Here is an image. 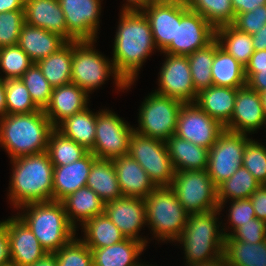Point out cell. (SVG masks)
I'll use <instances>...</instances> for the list:
<instances>
[{"label":"cell","mask_w":266,"mask_h":266,"mask_svg":"<svg viewBox=\"0 0 266 266\" xmlns=\"http://www.w3.org/2000/svg\"><path fill=\"white\" fill-rule=\"evenodd\" d=\"M115 33L111 60L126 82L136 81L143 63L157 49L150 24L142 11H121Z\"/></svg>","instance_id":"6da1fadb"},{"label":"cell","mask_w":266,"mask_h":266,"mask_svg":"<svg viewBox=\"0 0 266 266\" xmlns=\"http://www.w3.org/2000/svg\"><path fill=\"white\" fill-rule=\"evenodd\" d=\"M10 161L13 165L8 196L16 209L28 203L53 200L54 165L47 152Z\"/></svg>","instance_id":"7a4b0ae2"},{"label":"cell","mask_w":266,"mask_h":266,"mask_svg":"<svg viewBox=\"0 0 266 266\" xmlns=\"http://www.w3.org/2000/svg\"><path fill=\"white\" fill-rule=\"evenodd\" d=\"M55 129L44 110L26 114H6L0 119V146L11 159L47 151Z\"/></svg>","instance_id":"3957f363"},{"label":"cell","mask_w":266,"mask_h":266,"mask_svg":"<svg viewBox=\"0 0 266 266\" xmlns=\"http://www.w3.org/2000/svg\"><path fill=\"white\" fill-rule=\"evenodd\" d=\"M219 209L189 214V218L180 237L176 240L183 246L185 252V265L212 262L223 256L225 236L219 229ZM220 224H218V223Z\"/></svg>","instance_id":"277c9868"},{"label":"cell","mask_w":266,"mask_h":266,"mask_svg":"<svg viewBox=\"0 0 266 266\" xmlns=\"http://www.w3.org/2000/svg\"><path fill=\"white\" fill-rule=\"evenodd\" d=\"M19 209L23 212H17V215L48 253H55L76 235L77 229L70 224L62 202L51 200L28 203Z\"/></svg>","instance_id":"5b68a950"},{"label":"cell","mask_w":266,"mask_h":266,"mask_svg":"<svg viewBox=\"0 0 266 266\" xmlns=\"http://www.w3.org/2000/svg\"><path fill=\"white\" fill-rule=\"evenodd\" d=\"M95 40L72 41L71 82L88 94L102 86L107 78L113 76L116 88L129 89L136 81L126 82L116 71L113 61L94 49ZM112 62V63H111Z\"/></svg>","instance_id":"8992f818"},{"label":"cell","mask_w":266,"mask_h":266,"mask_svg":"<svg viewBox=\"0 0 266 266\" xmlns=\"http://www.w3.org/2000/svg\"><path fill=\"white\" fill-rule=\"evenodd\" d=\"M146 224L158 241H173L180 237L189 213L178 201L170 186L156 187L145 199Z\"/></svg>","instance_id":"52a82bcc"},{"label":"cell","mask_w":266,"mask_h":266,"mask_svg":"<svg viewBox=\"0 0 266 266\" xmlns=\"http://www.w3.org/2000/svg\"><path fill=\"white\" fill-rule=\"evenodd\" d=\"M170 187L189 214L218 209V189L207 170L175 171Z\"/></svg>","instance_id":"ba28073f"},{"label":"cell","mask_w":266,"mask_h":266,"mask_svg":"<svg viewBox=\"0 0 266 266\" xmlns=\"http://www.w3.org/2000/svg\"><path fill=\"white\" fill-rule=\"evenodd\" d=\"M183 102L151 92L139 109V127L134 130L150 138L167 141L175 135L178 114Z\"/></svg>","instance_id":"9c48e42d"},{"label":"cell","mask_w":266,"mask_h":266,"mask_svg":"<svg viewBox=\"0 0 266 266\" xmlns=\"http://www.w3.org/2000/svg\"><path fill=\"white\" fill-rule=\"evenodd\" d=\"M128 155L140 164L156 187L171 186L175 170L166 141L133 130Z\"/></svg>","instance_id":"30bf717a"},{"label":"cell","mask_w":266,"mask_h":266,"mask_svg":"<svg viewBox=\"0 0 266 266\" xmlns=\"http://www.w3.org/2000/svg\"><path fill=\"white\" fill-rule=\"evenodd\" d=\"M215 38V28L187 4L176 2V43H171L163 52L187 56L205 47Z\"/></svg>","instance_id":"8fae6325"},{"label":"cell","mask_w":266,"mask_h":266,"mask_svg":"<svg viewBox=\"0 0 266 266\" xmlns=\"http://www.w3.org/2000/svg\"><path fill=\"white\" fill-rule=\"evenodd\" d=\"M133 130V126L111 110L96 112V136L90 152L107 160L128 155Z\"/></svg>","instance_id":"7c38bea8"},{"label":"cell","mask_w":266,"mask_h":266,"mask_svg":"<svg viewBox=\"0 0 266 266\" xmlns=\"http://www.w3.org/2000/svg\"><path fill=\"white\" fill-rule=\"evenodd\" d=\"M248 134L224 130L209 149L207 172L218 187L242 166Z\"/></svg>","instance_id":"4fadbf2b"},{"label":"cell","mask_w":266,"mask_h":266,"mask_svg":"<svg viewBox=\"0 0 266 266\" xmlns=\"http://www.w3.org/2000/svg\"><path fill=\"white\" fill-rule=\"evenodd\" d=\"M224 130L217 120L210 117L195 103H186L178 114L175 135L210 149Z\"/></svg>","instance_id":"5bb4252c"},{"label":"cell","mask_w":266,"mask_h":266,"mask_svg":"<svg viewBox=\"0 0 266 266\" xmlns=\"http://www.w3.org/2000/svg\"><path fill=\"white\" fill-rule=\"evenodd\" d=\"M164 55L166 58L157 79L160 87L154 92L177 99L184 104L194 103L197 93L192 82L188 57L167 53Z\"/></svg>","instance_id":"9a60e30c"},{"label":"cell","mask_w":266,"mask_h":266,"mask_svg":"<svg viewBox=\"0 0 266 266\" xmlns=\"http://www.w3.org/2000/svg\"><path fill=\"white\" fill-rule=\"evenodd\" d=\"M102 0H59L67 25V41L97 40Z\"/></svg>","instance_id":"2e32d148"},{"label":"cell","mask_w":266,"mask_h":266,"mask_svg":"<svg viewBox=\"0 0 266 266\" xmlns=\"http://www.w3.org/2000/svg\"><path fill=\"white\" fill-rule=\"evenodd\" d=\"M266 125L261 95L247 85L237 89L234 111L225 130L241 134H254Z\"/></svg>","instance_id":"e0dca14e"},{"label":"cell","mask_w":266,"mask_h":266,"mask_svg":"<svg viewBox=\"0 0 266 266\" xmlns=\"http://www.w3.org/2000/svg\"><path fill=\"white\" fill-rule=\"evenodd\" d=\"M104 213L126 238L138 240L148 246V240L139 236V231L147 225L144 199L122 196L104 203Z\"/></svg>","instance_id":"ac0fdd59"},{"label":"cell","mask_w":266,"mask_h":266,"mask_svg":"<svg viewBox=\"0 0 266 266\" xmlns=\"http://www.w3.org/2000/svg\"><path fill=\"white\" fill-rule=\"evenodd\" d=\"M3 221L8 233L11 263L16 266H28L48 253L17 214Z\"/></svg>","instance_id":"d6986e66"},{"label":"cell","mask_w":266,"mask_h":266,"mask_svg":"<svg viewBox=\"0 0 266 266\" xmlns=\"http://www.w3.org/2000/svg\"><path fill=\"white\" fill-rule=\"evenodd\" d=\"M90 95L75 83H68L52 89L51 99L44 112L56 127L65 118L88 107Z\"/></svg>","instance_id":"ffe728a7"},{"label":"cell","mask_w":266,"mask_h":266,"mask_svg":"<svg viewBox=\"0 0 266 266\" xmlns=\"http://www.w3.org/2000/svg\"><path fill=\"white\" fill-rule=\"evenodd\" d=\"M96 158L92 152H88L80 160L73 163L54 166L53 200L61 202L69 194L85 187L92 163Z\"/></svg>","instance_id":"44dd1931"},{"label":"cell","mask_w":266,"mask_h":266,"mask_svg":"<svg viewBox=\"0 0 266 266\" xmlns=\"http://www.w3.org/2000/svg\"><path fill=\"white\" fill-rule=\"evenodd\" d=\"M154 43L160 52L176 43V2L153 1L144 10Z\"/></svg>","instance_id":"7402d4cb"},{"label":"cell","mask_w":266,"mask_h":266,"mask_svg":"<svg viewBox=\"0 0 266 266\" xmlns=\"http://www.w3.org/2000/svg\"><path fill=\"white\" fill-rule=\"evenodd\" d=\"M112 161L122 196L145 199L156 188L146 171L129 155Z\"/></svg>","instance_id":"603a6c76"},{"label":"cell","mask_w":266,"mask_h":266,"mask_svg":"<svg viewBox=\"0 0 266 266\" xmlns=\"http://www.w3.org/2000/svg\"><path fill=\"white\" fill-rule=\"evenodd\" d=\"M25 23L59 34L67 41V25L59 0H25Z\"/></svg>","instance_id":"cb8c5ba5"},{"label":"cell","mask_w":266,"mask_h":266,"mask_svg":"<svg viewBox=\"0 0 266 266\" xmlns=\"http://www.w3.org/2000/svg\"><path fill=\"white\" fill-rule=\"evenodd\" d=\"M66 42L57 33L24 23L17 45L29 56L33 63H37L56 52Z\"/></svg>","instance_id":"d4e9b609"},{"label":"cell","mask_w":266,"mask_h":266,"mask_svg":"<svg viewBox=\"0 0 266 266\" xmlns=\"http://www.w3.org/2000/svg\"><path fill=\"white\" fill-rule=\"evenodd\" d=\"M237 89L212 85L197 93L194 103L225 127L234 111Z\"/></svg>","instance_id":"484cf974"},{"label":"cell","mask_w":266,"mask_h":266,"mask_svg":"<svg viewBox=\"0 0 266 266\" xmlns=\"http://www.w3.org/2000/svg\"><path fill=\"white\" fill-rule=\"evenodd\" d=\"M61 202L70 224L75 229L78 222L83 226L91 218L104 213V202L87 186L69 194Z\"/></svg>","instance_id":"4316f807"},{"label":"cell","mask_w":266,"mask_h":266,"mask_svg":"<svg viewBox=\"0 0 266 266\" xmlns=\"http://www.w3.org/2000/svg\"><path fill=\"white\" fill-rule=\"evenodd\" d=\"M145 248L144 243L125 238L109 247L93 249V266H140L138 259Z\"/></svg>","instance_id":"83f0119b"},{"label":"cell","mask_w":266,"mask_h":266,"mask_svg":"<svg viewBox=\"0 0 266 266\" xmlns=\"http://www.w3.org/2000/svg\"><path fill=\"white\" fill-rule=\"evenodd\" d=\"M166 144L175 171L207 170L209 149L176 135L171 136Z\"/></svg>","instance_id":"f1b7e54d"},{"label":"cell","mask_w":266,"mask_h":266,"mask_svg":"<svg viewBox=\"0 0 266 266\" xmlns=\"http://www.w3.org/2000/svg\"><path fill=\"white\" fill-rule=\"evenodd\" d=\"M86 186L106 203L122 197L112 160L96 158L87 178Z\"/></svg>","instance_id":"f546056e"},{"label":"cell","mask_w":266,"mask_h":266,"mask_svg":"<svg viewBox=\"0 0 266 266\" xmlns=\"http://www.w3.org/2000/svg\"><path fill=\"white\" fill-rule=\"evenodd\" d=\"M55 129L90 152L93 149L96 136V113L87 107L85 110L65 118Z\"/></svg>","instance_id":"4dcf8cb0"},{"label":"cell","mask_w":266,"mask_h":266,"mask_svg":"<svg viewBox=\"0 0 266 266\" xmlns=\"http://www.w3.org/2000/svg\"><path fill=\"white\" fill-rule=\"evenodd\" d=\"M223 256L227 266H266V240L256 244L225 237Z\"/></svg>","instance_id":"1f68e13d"},{"label":"cell","mask_w":266,"mask_h":266,"mask_svg":"<svg viewBox=\"0 0 266 266\" xmlns=\"http://www.w3.org/2000/svg\"><path fill=\"white\" fill-rule=\"evenodd\" d=\"M52 88L71 83L72 41L36 63Z\"/></svg>","instance_id":"d6a6232c"},{"label":"cell","mask_w":266,"mask_h":266,"mask_svg":"<svg viewBox=\"0 0 266 266\" xmlns=\"http://www.w3.org/2000/svg\"><path fill=\"white\" fill-rule=\"evenodd\" d=\"M211 74L215 86L241 88L246 85L245 67L220 46L215 51Z\"/></svg>","instance_id":"836d02e7"},{"label":"cell","mask_w":266,"mask_h":266,"mask_svg":"<svg viewBox=\"0 0 266 266\" xmlns=\"http://www.w3.org/2000/svg\"><path fill=\"white\" fill-rule=\"evenodd\" d=\"M84 237L81 239L91 250L109 247L126 237L118 227L102 213L91 218L82 226Z\"/></svg>","instance_id":"e575fe53"},{"label":"cell","mask_w":266,"mask_h":266,"mask_svg":"<svg viewBox=\"0 0 266 266\" xmlns=\"http://www.w3.org/2000/svg\"><path fill=\"white\" fill-rule=\"evenodd\" d=\"M215 38L220 47L244 67L255 51L251 35L238 30L232 24L216 28Z\"/></svg>","instance_id":"d590c367"},{"label":"cell","mask_w":266,"mask_h":266,"mask_svg":"<svg viewBox=\"0 0 266 266\" xmlns=\"http://www.w3.org/2000/svg\"><path fill=\"white\" fill-rule=\"evenodd\" d=\"M260 185L253 175L245 167L241 166L229 179L217 187L219 211H222L224 205H226L225 203L229 200L250 198Z\"/></svg>","instance_id":"8d00e7d4"},{"label":"cell","mask_w":266,"mask_h":266,"mask_svg":"<svg viewBox=\"0 0 266 266\" xmlns=\"http://www.w3.org/2000/svg\"><path fill=\"white\" fill-rule=\"evenodd\" d=\"M219 46V42L214 38L205 47L187 55L196 93L213 85L211 68L215 57V51Z\"/></svg>","instance_id":"74e56055"},{"label":"cell","mask_w":266,"mask_h":266,"mask_svg":"<svg viewBox=\"0 0 266 266\" xmlns=\"http://www.w3.org/2000/svg\"><path fill=\"white\" fill-rule=\"evenodd\" d=\"M46 152L54 166H63L80 160L89 151L54 129L50 134Z\"/></svg>","instance_id":"f35d334b"},{"label":"cell","mask_w":266,"mask_h":266,"mask_svg":"<svg viewBox=\"0 0 266 266\" xmlns=\"http://www.w3.org/2000/svg\"><path fill=\"white\" fill-rule=\"evenodd\" d=\"M190 10L203 16L215 29L235 20L231 0H188Z\"/></svg>","instance_id":"ab89813d"},{"label":"cell","mask_w":266,"mask_h":266,"mask_svg":"<svg viewBox=\"0 0 266 266\" xmlns=\"http://www.w3.org/2000/svg\"><path fill=\"white\" fill-rule=\"evenodd\" d=\"M7 114H26L40 110L20 78L5 80Z\"/></svg>","instance_id":"60d3db41"},{"label":"cell","mask_w":266,"mask_h":266,"mask_svg":"<svg viewBox=\"0 0 266 266\" xmlns=\"http://www.w3.org/2000/svg\"><path fill=\"white\" fill-rule=\"evenodd\" d=\"M29 56L16 44L0 48V69L5 76L4 80L21 78L32 66Z\"/></svg>","instance_id":"b9f144b4"},{"label":"cell","mask_w":266,"mask_h":266,"mask_svg":"<svg viewBox=\"0 0 266 266\" xmlns=\"http://www.w3.org/2000/svg\"><path fill=\"white\" fill-rule=\"evenodd\" d=\"M20 79L26 86L35 105L40 110H45L50 102L53 88L43 76L38 65L33 63Z\"/></svg>","instance_id":"7bdbcfd3"},{"label":"cell","mask_w":266,"mask_h":266,"mask_svg":"<svg viewBox=\"0 0 266 266\" xmlns=\"http://www.w3.org/2000/svg\"><path fill=\"white\" fill-rule=\"evenodd\" d=\"M57 266H93L91 249L81 240L74 237L55 252Z\"/></svg>","instance_id":"ee69618b"},{"label":"cell","mask_w":266,"mask_h":266,"mask_svg":"<svg viewBox=\"0 0 266 266\" xmlns=\"http://www.w3.org/2000/svg\"><path fill=\"white\" fill-rule=\"evenodd\" d=\"M242 166L261 184L266 185V147L253 140L247 142Z\"/></svg>","instance_id":"f6af8a7d"},{"label":"cell","mask_w":266,"mask_h":266,"mask_svg":"<svg viewBox=\"0 0 266 266\" xmlns=\"http://www.w3.org/2000/svg\"><path fill=\"white\" fill-rule=\"evenodd\" d=\"M24 23V10L0 13V48L13 46L18 43Z\"/></svg>","instance_id":"bcb514c9"},{"label":"cell","mask_w":266,"mask_h":266,"mask_svg":"<svg viewBox=\"0 0 266 266\" xmlns=\"http://www.w3.org/2000/svg\"><path fill=\"white\" fill-rule=\"evenodd\" d=\"M230 208L228 210V220L229 226L231 225V233L224 232V236L227 237L232 234L239 226L246 224L251 219L256 218L255 211L253 209V205L250 201V198L240 199V200H233L229 203Z\"/></svg>","instance_id":"7dc6e473"},{"label":"cell","mask_w":266,"mask_h":266,"mask_svg":"<svg viewBox=\"0 0 266 266\" xmlns=\"http://www.w3.org/2000/svg\"><path fill=\"white\" fill-rule=\"evenodd\" d=\"M232 25L242 32L250 35L266 25V5H262L253 11L235 15V20Z\"/></svg>","instance_id":"c3c4849f"},{"label":"cell","mask_w":266,"mask_h":266,"mask_svg":"<svg viewBox=\"0 0 266 266\" xmlns=\"http://www.w3.org/2000/svg\"><path fill=\"white\" fill-rule=\"evenodd\" d=\"M234 239L250 244L266 240V222L258 218L251 219L246 224L239 226L232 234Z\"/></svg>","instance_id":"681fc988"},{"label":"cell","mask_w":266,"mask_h":266,"mask_svg":"<svg viewBox=\"0 0 266 266\" xmlns=\"http://www.w3.org/2000/svg\"><path fill=\"white\" fill-rule=\"evenodd\" d=\"M246 85L259 94L266 91V67L245 68Z\"/></svg>","instance_id":"f907efd6"},{"label":"cell","mask_w":266,"mask_h":266,"mask_svg":"<svg viewBox=\"0 0 266 266\" xmlns=\"http://www.w3.org/2000/svg\"><path fill=\"white\" fill-rule=\"evenodd\" d=\"M256 218L266 222V185L260 187L250 196Z\"/></svg>","instance_id":"816d5d0a"},{"label":"cell","mask_w":266,"mask_h":266,"mask_svg":"<svg viewBox=\"0 0 266 266\" xmlns=\"http://www.w3.org/2000/svg\"><path fill=\"white\" fill-rule=\"evenodd\" d=\"M11 263L6 224L0 221V266Z\"/></svg>","instance_id":"f5cc1de1"},{"label":"cell","mask_w":266,"mask_h":266,"mask_svg":"<svg viewBox=\"0 0 266 266\" xmlns=\"http://www.w3.org/2000/svg\"><path fill=\"white\" fill-rule=\"evenodd\" d=\"M235 15L253 11L259 6L266 5V0H231Z\"/></svg>","instance_id":"db71d44e"},{"label":"cell","mask_w":266,"mask_h":266,"mask_svg":"<svg viewBox=\"0 0 266 266\" xmlns=\"http://www.w3.org/2000/svg\"><path fill=\"white\" fill-rule=\"evenodd\" d=\"M266 67V50L254 51L245 68H265Z\"/></svg>","instance_id":"11a10c76"},{"label":"cell","mask_w":266,"mask_h":266,"mask_svg":"<svg viewBox=\"0 0 266 266\" xmlns=\"http://www.w3.org/2000/svg\"><path fill=\"white\" fill-rule=\"evenodd\" d=\"M255 51L266 50V25L259 28L256 33L251 35Z\"/></svg>","instance_id":"9f6ffc18"},{"label":"cell","mask_w":266,"mask_h":266,"mask_svg":"<svg viewBox=\"0 0 266 266\" xmlns=\"http://www.w3.org/2000/svg\"><path fill=\"white\" fill-rule=\"evenodd\" d=\"M154 0H127L122 6L121 11H142Z\"/></svg>","instance_id":"6f0895ef"},{"label":"cell","mask_w":266,"mask_h":266,"mask_svg":"<svg viewBox=\"0 0 266 266\" xmlns=\"http://www.w3.org/2000/svg\"><path fill=\"white\" fill-rule=\"evenodd\" d=\"M25 0H0V13L14 10H24Z\"/></svg>","instance_id":"680465c9"},{"label":"cell","mask_w":266,"mask_h":266,"mask_svg":"<svg viewBox=\"0 0 266 266\" xmlns=\"http://www.w3.org/2000/svg\"><path fill=\"white\" fill-rule=\"evenodd\" d=\"M28 266H57L55 253H46L41 259Z\"/></svg>","instance_id":"91938a15"},{"label":"cell","mask_w":266,"mask_h":266,"mask_svg":"<svg viewBox=\"0 0 266 266\" xmlns=\"http://www.w3.org/2000/svg\"><path fill=\"white\" fill-rule=\"evenodd\" d=\"M7 114L5 80L0 77V119Z\"/></svg>","instance_id":"94428289"},{"label":"cell","mask_w":266,"mask_h":266,"mask_svg":"<svg viewBox=\"0 0 266 266\" xmlns=\"http://www.w3.org/2000/svg\"><path fill=\"white\" fill-rule=\"evenodd\" d=\"M186 266H227V263L225 261L224 256H222L221 258L216 259L212 262L201 263V264H191V265H186Z\"/></svg>","instance_id":"6125c7cd"},{"label":"cell","mask_w":266,"mask_h":266,"mask_svg":"<svg viewBox=\"0 0 266 266\" xmlns=\"http://www.w3.org/2000/svg\"><path fill=\"white\" fill-rule=\"evenodd\" d=\"M261 98H262V105H263V109H264V114L266 117V91L263 93H260Z\"/></svg>","instance_id":"be15d7a7"},{"label":"cell","mask_w":266,"mask_h":266,"mask_svg":"<svg viewBox=\"0 0 266 266\" xmlns=\"http://www.w3.org/2000/svg\"><path fill=\"white\" fill-rule=\"evenodd\" d=\"M154 1L180 2L184 4L188 3V0H154Z\"/></svg>","instance_id":"e7e4bbea"},{"label":"cell","mask_w":266,"mask_h":266,"mask_svg":"<svg viewBox=\"0 0 266 266\" xmlns=\"http://www.w3.org/2000/svg\"><path fill=\"white\" fill-rule=\"evenodd\" d=\"M4 266H16V265L13 264V263H9V264H6V265H4Z\"/></svg>","instance_id":"03108f58"},{"label":"cell","mask_w":266,"mask_h":266,"mask_svg":"<svg viewBox=\"0 0 266 266\" xmlns=\"http://www.w3.org/2000/svg\"><path fill=\"white\" fill-rule=\"evenodd\" d=\"M140 266H150V265H146V264H143V263H142ZM151 266H152V265H151Z\"/></svg>","instance_id":"003e7915"}]
</instances>
